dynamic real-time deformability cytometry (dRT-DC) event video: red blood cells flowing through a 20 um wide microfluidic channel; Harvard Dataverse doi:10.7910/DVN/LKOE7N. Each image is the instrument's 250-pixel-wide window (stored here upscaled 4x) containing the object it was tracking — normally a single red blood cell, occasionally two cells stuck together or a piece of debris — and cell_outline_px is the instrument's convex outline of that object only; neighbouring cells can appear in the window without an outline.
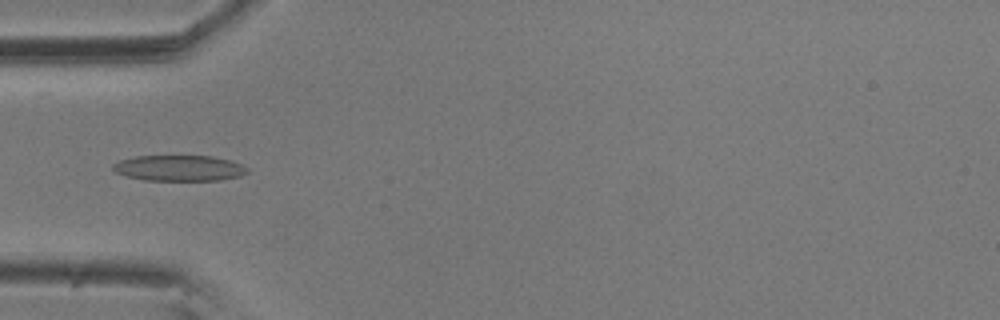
{"species": "common noctule bat (a hibernating species)", "species_latin": "Nyctalus noctula", "temperature_condition": "room temperature", "stored_images_in_passage": 13, "camera_frame_rate_fps": 3000, "um_per_image_px": 0.085, "animal": {"sex": "male", "body_mass_g": 20.5, "forearm_length_mm": 52.5}, "frame": {"image": 1, "passage_image": 5, "time_ms": 1.333, "image_size_px": [1000, 320], "cell_outline_px": [[248, 172], [240, 176], [220, 180], [144, 180], [128, 176], [116, 172], [112, 168], [112, 164], [120, 160], [136, 156], [212, 156], [228, 160], [240, 164], [248, 168]], "centroid_in_image_um": [15.22, 14.29], "position_along_channel_um": 69.8, "area_um2": 20.0}}
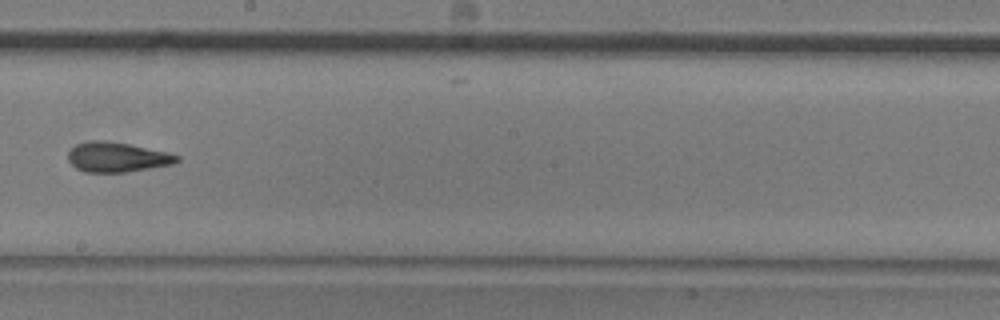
{"frame": {"image": 2, "passage_image": 9, "time_ms": 2.667, "image_size_px": [1000, 320], "cell_outline_px": [[180, 160], [172, 164], [124, 172], [84, 172], [76, 168], [68, 160], [68, 152], [76, 144], [88, 140], [104, 140], [128, 144], [168, 152], [180, 156]], "centroid_in_image_um": [9.93, 13.35], "position_along_channel_um": 238.3, "area_um2": 18.84}}
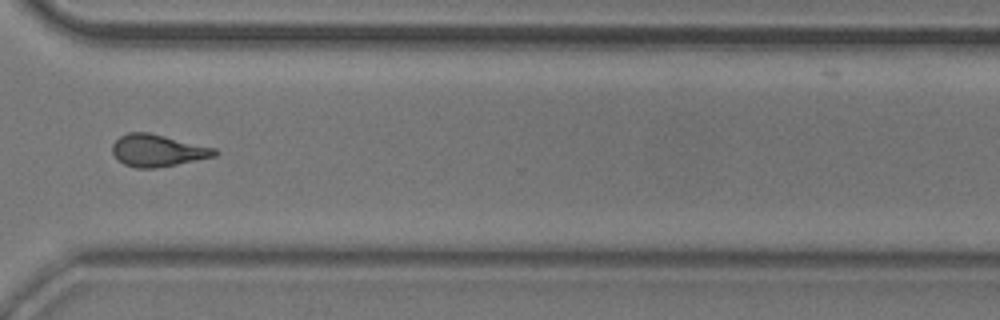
{"frame": {"image": 3, "passage_image": 12, "time_ms": 3.667, "image_size_px": [1000, 320], "cell_outline_px": [[220, 152], [216, 156], [156, 168], [136, 168], [124, 164], [112, 152], [112, 144], [120, 136], [128, 132], [148, 132], [216, 148]], "centroid_in_image_um": [13.41, 12.79], "position_along_channel_um": 357.2, "area_um2": 19.02}}